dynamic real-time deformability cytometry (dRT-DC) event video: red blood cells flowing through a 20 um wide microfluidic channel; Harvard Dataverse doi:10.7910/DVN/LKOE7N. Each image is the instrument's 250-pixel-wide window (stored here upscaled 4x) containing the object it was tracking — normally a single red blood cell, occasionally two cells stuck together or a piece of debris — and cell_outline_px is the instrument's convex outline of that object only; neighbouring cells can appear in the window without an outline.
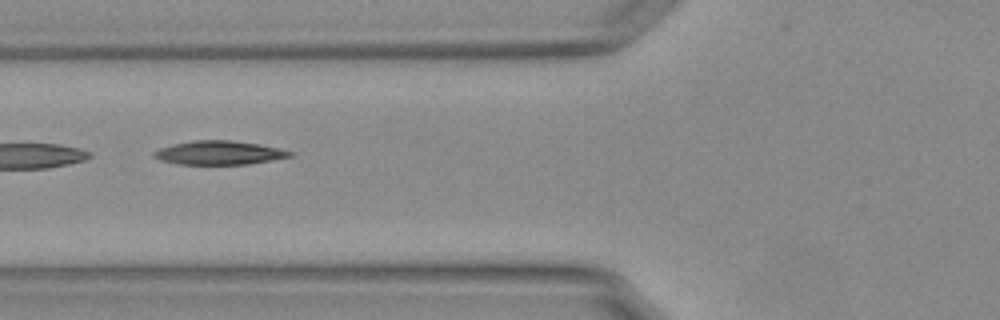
{"species": "Egyptian fruit bat (a non-hibernating species)", "species_latin": "Rousettus aegyptiacus", "temperature_condition": "warm", "stored_images_in_passage": 11, "segment_of_instrument_passage": [2, 2], "camera_frame_rate_fps": 3000, "um_per_image_px": 0.085, "animal": {"sex": "female"}, "frame": {"image": 1, "passage_image": 8, "time_ms": 2.333, "image_size_px": [1000, 320], "cell_outline_px": [[292, 156], [272, 160], [248, 164], [176, 164], [160, 160], [152, 156], [152, 152], [160, 148], [172, 144], [192, 140], [232, 140], [260, 144], [280, 148], [292, 152]], "centroid_in_image_um": [18.6, 12.98], "position_along_channel_um": 107.2, "area_um2": 18.96}}